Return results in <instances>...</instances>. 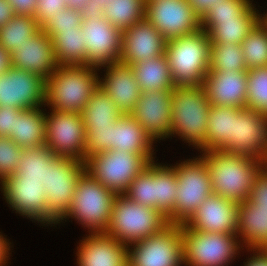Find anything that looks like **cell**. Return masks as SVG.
Segmentation results:
<instances>
[{
  "label": "cell",
  "mask_w": 267,
  "mask_h": 266,
  "mask_svg": "<svg viewBox=\"0 0 267 266\" xmlns=\"http://www.w3.org/2000/svg\"><path fill=\"white\" fill-rule=\"evenodd\" d=\"M167 224L166 217L158 210L138 204L123 194L114 199L105 233L128 246L157 234Z\"/></svg>",
  "instance_id": "obj_6"
},
{
  "label": "cell",
  "mask_w": 267,
  "mask_h": 266,
  "mask_svg": "<svg viewBox=\"0 0 267 266\" xmlns=\"http://www.w3.org/2000/svg\"><path fill=\"white\" fill-rule=\"evenodd\" d=\"M82 17L80 11L72 8H65L54 14L42 29L44 31H61L81 27Z\"/></svg>",
  "instance_id": "obj_44"
},
{
  "label": "cell",
  "mask_w": 267,
  "mask_h": 266,
  "mask_svg": "<svg viewBox=\"0 0 267 266\" xmlns=\"http://www.w3.org/2000/svg\"><path fill=\"white\" fill-rule=\"evenodd\" d=\"M115 125H85L86 158L98 152L111 151L113 127Z\"/></svg>",
  "instance_id": "obj_42"
},
{
  "label": "cell",
  "mask_w": 267,
  "mask_h": 266,
  "mask_svg": "<svg viewBox=\"0 0 267 266\" xmlns=\"http://www.w3.org/2000/svg\"><path fill=\"white\" fill-rule=\"evenodd\" d=\"M45 32L51 38L58 65H86V41L81 27Z\"/></svg>",
  "instance_id": "obj_30"
},
{
  "label": "cell",
  "mask_w": 267,
  "mask_h": 266,
  "mask_svg": "<svg viewBox=\"0 0 267 266\" xmlns=\"http://www.w3.org/2000/svg\"><path fill=\"white\" fill-rule=\"evenodd\" d=\"M242 247L262 249L267 245V210H258L248 200L238 203L237 234ZM244 244V246H243Z\"/></svg>",
  "instance_id": "obj_25"
},
{
  "label": "cell",
  "mask_w": 267,
  "mask_h": 266,
  "mask_svg": "<svg viewBox=\"0 0 267 266\" xmlns=\"http://www.w3.org/2000/svg\"><path fill=\"white\" fill-rule=\"evenodd\" d=\"M12 67L39 75L45 81L59 66L50 36L41 29L11 53Z\"/></svg>",
  "instance_id": "obj_21"
},
{
  "label": "cell",
  "mask_w": 267,
  "mask_h": 266,
  "mask_svg": "<svg viewBox=\"0 0 267 266\" xmlns=\"http://www.w3.org/2000/svg\"><path fill=\"white\" fill-rule=\"evenodd\" d=\"M96 70L87 65H59L45 81V106L81 114L99 85Z\"/></svg>",
  "instance_id": "obj_2"
},
{
  "label": "cell",
  "mask_w": 267,
  "mask_h": 266,
  "mask_svg": "<svg viewBox=\"0 0 267 266\" xmlns=\"http://www.w3.org/2000/svg\"><path fill=\"white\" fill-rule=\"evenodd\" d=\"M22 110L16 107L0 106V137H9L14 131L15 117Z\"/></svg>",
  "instance_id": "obj_47"
},
{
  "label": "cell",
  "mask_w": 267,
  "mask_h": 266,
  "mask_svg": "<svg viewBox=\"0 0 267 266\" xmlns=\"http://www.w3.org/2000/svg\"><path fill=\"white\" fill-rule=\"evenodd\" d=\"M86 135L81 114L55 110L46 114V146L55 156L85 163Z\"/></svg>",
  "instance_id": "obj_12"
},
{
  "label": "cell",
  "mask_w": 267,
  "mask_h": 266,
  "mask_svg": "<svg viewBox=\"0 0 267 266\" xmlns=\"http://www.w3.org/2000/svg\"><path fill=\"white\" fill-rule=\"evenodd\" d=\"M154 142L153 138L130 114H123L115 121L111 150L135 154H155L152 149Z\"/></svg>",
  "instance_id": "obj_26"
},
{
  "label": "cell",
  "mask_w": 267,
  "mask_h": 266,
  "mask_svg": "<svg viewBox=\"0 0 267 266\" xmlns=\"http://www.w3.org/2000/svg\"><path fill=\"white\" fill-rule=\"evenodd\" d=\"M201 155L207 165L214 194L237 203L249 199L255 177L265 162L219 150L204 151Z\"/></svg>",
  "instance_id": "obj_1"
},
{
  "label": "cell",
  "mask_w": 267,
  "mask_h": 266,
  "mask_svg": "<svg viewBox=\"0 0 267 266\" xmlns=\"http://www.w3.org/2000/svg\"><path fill=\"white\" fill-rule=\"evenodd\" d=\"M15 16L8 0H0V28Z\"/></svg>",
  "instance_id": "obj_52"
},
{
  "label": "cell",
  "mask_w": 267,
  "mask_h": 266,
  "mask_svg": "<svg viewBox=\"0 0 267 266\" xmlns=\"http://www.w3.org/2000/svg\"><path fill=\"white\" fill-rule=\"evenodd\" d=\"M11 246V242L7 241V238L3 237L0 232V266H7V261L10 259L9 255L11 254L9 251Z\"/></svg>",
  "instance_id": "obj_53"
},
{
  "label": "cell",
  "mask_w": 267,
  "mask_h": 266,
  "mask_svg": "<svg viewBox=\"0 0 267 266\" xmlns=\"http://www.w3.org/2000/svg\"><path fill=\"white\" fill-rule=\"evenodd\" d=\"M167 40L145 18L122 31L119 62L126 65L145 62L165 53Z\"/></svg>",
  "instance_id": "obj_20"
},
{
  "label": "cell",
  "mask_w": 267,
  "mask_h": 266,
  "mask_svg": "<svg viewBox=\"0 0 267 266\" xmlns=\"http://www.w3.org/2000/svg\"><path fill=\"white\" fill-rule=\"evenodd\" d=\"M248 69L267 67V17L265 16L241 43Z\"/></svg>",
  "instance_id": "obj_36"
},
{
  "label": "cell",
  "mask_w": 267,
  "mask_h": 266,
  "mask_svg": "<svg viewBox=\"0 0 267 266\" xmlns=\"http://www.w3.org/2000/svg\"><path fill=\"white\" fill-rule=\"evenodd\" d=\"M174 165L178 189L173 214L168 223L184 224L204 200L211 195V178L204 157L186 159Z\"/></svg>",
  "instance_id": "obj_9"
},
{
  "label": "cell",
  "mask_w": 267,
  "mask_h": 266,
  "mask_svg": "<svg viewBox=\"0 0 267 266\" xmlns=\"http://www.w3.org/2000/svg\"><path fill=\"white\" fill-rule=\"evenodd\" d=\"M153 155L119 150L98 152L86 158L85 171L116 195H123L133 179L154 161Z\"/></svg>",
  "instance_id": "obj_7"
},
{
  "label": "cell",
  "mask_w": 267,
  "mask_h": 266,
  "mask_svg": "<svg viewBox=\"0 0 267 266\" xmlns=\"http://www.w3.org/2000/svg\"><path fill=\"white\" fill-rule=\"evenodd\" d=\"M211 104L202 86H175L172 91L170 137L206 151V132Z\"/></svg>",
  "instance_id": "obj_3"
},
{
  "label": "cell",
  "mask_w": 267,
  "mask_h": 266,
  "mask_svg": "<svg viewBox=\"0 0 267 266\" xmlns=\"http://www.w3.org/2000/svg\"><path fill=\"white\" fill-rule=\"evenodd\" d=\"M145 19L166 40L190 35L201 30V17L187 0L145 1Z\"/></svg>",
  "instance_id": "obj_13"
},
{
  "label": "cell",
  "mask_w": 267,
  "mask_h": 266,
  "mask_svg": "<svg viewBox=\"0 0 267 266\" xmlns=\"http://www.w3.org/2000/svg\"><path fill=\"white\" fill-rule=\"evenodd\" d=\"M239 109L237 107L210 106L206 132V151H222L232 141L233 115Z\"/></svg>",
  "instance_id": "obj_32"
},
{
  "label": "cell",
  "mask_w": 267,
  "mask_h": 266,
  "mask_svg": "<svg viewBox=\"0 0 267 266\" xmlns=\"http://www.w3.org/2000/svg\"><path fill=\"white\" fill-rule=\"evenodd\" d=\"M254 254L244 263V266H267V255L262 249H249Z\"/></svg>",
  "instance_id": "obj_50"
},
{
  "label": "cell",
  "mask_w": 267,
  "mask_h": 266,
  "mask_svg": "<svg viewBox=\"0 0 267 266\" xmlns=\"http://www.w3.org/2000/svg\"><path fill=\"white\" fill-rule=\"evenodd\" d=\"M84 125H115L123 114L109 95L98 85L81 112Z\"/></svg>",
  "instance_id": "obj_33"
},
{
  "label": "cell",
  "mask_w": 267,
  "mask_h": 266,
  "mask_svg": "<svg viewBox=\"0 0 267 266\" xmlns=\"http://www.w3.org/2000/svg\"><path fill=\"white\" fill-rule=\"evenodd\" d=\"M124 195L138 204L152 208L153 161L133 179Z\"/></svg>",
  "instance_id": "obj_41"
},
{
  "label": "cell",
  "mask_w": 267,
  "mask_h": 266,
  "mask_svg": "<svg viewBox=\"0 0 267 266\" xmlns=\"http://www.w3.org/2000/svg\"><path fill=\"white\" fill-rule=\"evenodd\" d=\"M86 41V65L101 69L103 65L119 62L122 50V31L104 17L82 22Z\"/></svg>",
  "instance_id": "obj_17"
},
{
  "label": "cell",
  "mask_w": 267,
  "mask_h": 266,
  "mask_svg": "<svg viewBox=\"0 0 267 266\" xmlns=\"http://www.w3.org/2000/svg\"><path fill=\"white\" fill-rule=\"evenodd\" d=\"M187 1L196 11V13L200 17H202L213 4L221 0H187Z\"/></svg>",
  "instance_id": "obj_51"
},
{
  "label": "cell",
  "mask_w": 267,
  "mask_h": 266,
  "mask_svg": "<svg viewBox=\"0 0 267 266\" xmlns=\"http://www.w3.org/2000/svg\"><path fill=\"white\" fill-rule=\"evenodd\" d=\"M209 71H248L241 45L211 43Z\"/></svg>",
  "instance_id": "obj_38"
},
{
  "label": "cell",
  "mask_w": 267,
  "mask_h": 266,
  "mask_svg": "<svg viewBox=\"0 0 267 266\" xmlns=\"http://www.w3.org/2000/svg\"><path fill=\"white\" fill-rule=\"evenodd\" d=\"M85 171V163L56 156L46 166L45 193L49 216L58 222L68 213L78 179Z\"/></svg>",
  "instance_id": "obj_11"
},
{
  "label": "cell",
  "mask_w": 267,
  "mask_h": 266,
  "mask_svg": "<svg viewBox=\"0 0 267 266\" xmlns=\"http://www.w3.org/2000/svg\"><path fill=\"white\" fill-rule=\"evenodd\" d=\"M252 4L241 16L234 19L214 21L205 31L210 43H233L241 45L246 36L265 17ZM263 15V17H262Z\"/></svg>",
  "instance_id": "obj_27"
},
{
  "label": "cell",
  "mask_w": 267,
  "mask_h": 266,
  "mask_svg": "<svg viewBox=\"0 0 267 266\" xmlns=\"http://www.w3.org/2000/svg\"><path fill=\"white\" fill-rule=\"evenodd\" d=\"M41 29L34 16L15 15L0 28V45L11 54Z\"/></svg>",
  "instance_id": "obj_34"
},
{
  "label": "cell",
  "mask_w": 267,
  "mask_h": 266,
  "mask_svg": "<svg viewBox=\"0 0 267 266\" xmlns=\"http://www.w3.org/2000/svg\"><path fill=\"white\" fill-rule=\"evenodd\" d=\"M23 152L9 137H0V183L16 172Z\"/></svg>",
  "instance_id": "obj_43"
},
{
  "label": "cell",
  "mask_w": 267,
  "mask_h": 266,
  "mask_svg": "<svg viewBox=\"0 0 267 266\" xmlns=\"http://www.w3.org/2000/svg\"><path fill=\"white\" fill-rule=\"evenodd\" d=\"M182 238L181 225L168 223L157 234L127 246L128 266L183 265Z\"/></svg>",
  "instance_id": "obj_10"
},
{
  "label": "cell",
  "mask_w": 267,
  "mask_h": 266,
  "mask_svg": "<svg viewBox=\"0 0 267 266\" xmlns=\"http://www.w3.org/2000/svg\"><path fill=\"white\" fill-rule=\"evenodd\" d=\"M211 43L208 33H196L167 40L165 54L175 86H202L209 72Z\"/></svg>",
  "instance_id": "obj_4"
},
{
  "label": "cell",
  "mask_w": 267,
  "mask_h": 266,
  "mask_svg": "<svg viewBox=\"0 0 267 266\" xmlns=\"http://www.w3.org/2000/svg\"><path fill=\"white\" fill-rule=\"evenodd\" d=\"M262 250L266 253V255H267V245L266 246H264L263 248H262Z\"/></svg>",
  "instance_id": "obj_56"
},
{
  "label": "cell",
  "mask_w": 267,
  "mask_h": 266,
  "mask_svg": "<svg viewBox=\"0 0 267 266\" xmlns=\"http://www.w3.org/2000/svg\"><path fill=\"white\" fill-rule=\"evenodd\" d=\"M222 151L266 162L267 114L240 108L233 115L232 141Z\"/></svg>",
  "instance_id": "obj_14"
},
{
  "label": "cell",
  "mask_w": 267,
  "mask_h": 266,
  "mask_svg": "<svg viewBox=\"0 0 267 266\" xmlns=\"http://www.w3.org/2000/svg\"><path fill=\"white\" fill-rule=\"evenodd\" d=\"M46 113L43 109L22 110L15 117L14 131L9 138L22 149L38 148L46 145Z\"/></svg>",
  "instance_id": "obj_28"
},
{
  "label": "cell",
  "mask_w": 267,
  "mask_h": 266,
  "mask_svg": "<svg viewBox=\"0 0 267 266\" xmlns=\"http://www.w3.org/2000/svg\"><path fill=\"white\" fill-rule=\"evenodd\" d=\"M55 157L46 145L38 148L24 149L15 174L22 180H40L44 186L46 166Z\"/></svg>",
  "instance_id": "obj_37"
},
{
  "label": "cell",
  "mask_w": 267,
  "mask_h": 266,
  "mask_svg": "<svg viewBox=\"0 0 267 266\" xmlns=\"http://www.w3.org/2000/svg\"><path fill=\"white\" fill-rule=\"evenodd\" d=\"M106 67L99 86L109 95L122 114H130L139 100L141 90L130 65L116 62Z\"/></svg>",
  "instance_id": "obj_24"
},
{
  "label": "cell",
  "mask_w": 267,
  "mask_h": 266,
  "mask_svg": "<svg viewBox=\"0 0 267 266\" xmlns=\"http://www.w3.org/2000/svg\"><path fill=\"white\" fill-rule=\"evenodd\" d=\"M130 66L141 92L173 90L175 88L165 53Z\"/></svg>",
  "instance_id": "obj_29"
},
{
  "label": "cell",
  "mask_w": 267,
  "mask_h": 266,
  "mask_svg": "<svg viewBox=\"0 0 267 266\" xmlns=\"http://www.w3.org/2000/svg\"><path fill=\"white\" fill-rule=\"evenodd\" d=\"M248 71H209L202 87L211 105L246 107Z\"/></svg>",
  "instance_id": "obj_22"
},
{
  "label": "cell",
  "mask_w": 267,
  "mask_h": 266,
  "mask_svg": "<svg viewBox=\"0 0 267 266\" xmlns=\"http://www.w3.org/2000/svg\"><path fill=\"white\" fill-rule=\"evenodd\" d=\"M181 231L185 266H228L243 248L236 234L196 231L184 224Z\"/></svg>",
  "instance_id": "obj_8"
},
{
  "label": "cell",
  "mask_w": 267,
  "mask_h": 266,
  "mask_svg": "<svg viewBox=\"0 0 267 266\" xmlns=\"http://www.w3.org/2000/svg\"><path fill=\"white\" fill-rule=\"evenodd\" d=\"M0 185L4 199L13 211L16 210L15 213L40 222L43 226L57 224L49 216L47 195L40 180H22L14 173L6 177Z\"/></svg>",
  "instance_id": "obj_15"
},
{
  "label": "cell",
  "mask_w": 267,
  "mask_h": 266,
  "mask_svg": "<svg viewBox=\"0 0 267 266\" xmlns=\"http://www.w3.org/2000/svg\"><path fill=\"white\" fill-rule=\"evenodd\" d=\"M67 8L66 0H37L34 17L42 28L55 13Z\"/></svg>",
  "instance_id": "obj_46"
},
{
  "label": "cell",
  "mask_w": 267,
  "mask_h": 266,
  "mask_svg": "<svg viewBox=\"0 0 267 266\" xmlns=\"http://www.w3.org/2000/svg\"><path fill=\"white\" fill-rule=\"evenodd\" d=\"M45 107V80L39 75L11 67L0 75V106L20 110Z\"/></svg>",
  "instance_id": "obj_16"
},
{
  "label": "cell",
  "mask_w": 267,
  "mask_h": 266,
  "mask_svg": "<svg viewBox=\"0 0 267 266\" xmlns=\"http://www.w3.org/2000/svg\"><path fill=\"white\" fill-rule=\"evenodd\" d=\"M172 91L141 92L130 113L154 141L170 137Z\"/></svg>",
  "instance_id": "obj_18"
},
{
  "label": "cell",
  "mask_w": 267,
  "mask_h": 266,
  "mask_svg": "<svg viewBox=\"0 0 267 266\" xmlns=\"http://www.w3.org/2000/svg\"><path fill=\"white\" fill-rule=\"evenodd\" d=\"M246 107L267 114V67L248 69Z\"/></svg>",
  "instance_id": "obj_39"
},
{
  "label": "cell",
  "mask_w": 267,
  "mask_h": 266,
  "mask_svg": "<svg viewBox=\"0 0 267 266\" xmlns=\"http://www.w3.org/2000/svg\"><path fill=\"white\" fill-rule=\"evenodd\" d=\"M111 0H89L88 4L80 11L82 21L103 17V8Z\"/></svg>",
  "instance_id": "obj_48"
},
{
  "label": "cell",
  "mask_w": 267,
  "mask_h": 266,
  "mask_svg": "<svg viewBox=\"0 0 267 266\" xmlns=\"http://www.w3.org/2000/svg\"><path fill=\"white\" fill-rule=\"evenodd\" d=\"M12 67L11 54L0 45V75Z\"/></svg>",
  "instance_id": "obj_54"
},
{
  "label": "cell",
  "mask_w": 267,
  "mask_h": 266,
  "mask_svg": "<svg viewBox=\"0 0 267 266\" xmlns=\"http://www.w3.org/2000/svg\"><path fill=\"white\" fill-rule=\"evenodd\" d=\"M77 251V266H128L127 246L105 232L86 235Z\"/></svg>",
  "instance_id": "obj_23"
},
{
  "label": "cell",
  "mask_w": 267,
  "mask_h": 266,
  "mask_svg": "<svg viewBox=\"0 0 267 266\" xmlns=\"http://www.w3.org/2000/svg\"><path fill=\"white\" fill-rule=\"evenodd\" d=\"M116 196L84 171L78 179L70 210L58 223L73 218L88 228L89 233L105 232Z\"/></svg>",
  "instance_id": "obj_5"
},
{
  "label": "cell",
  "mask_w": 267,
  "mask_h": 266,
  "mask_svg": "<svg viewBox=\"0 0 267 266\" xmlns=\"http://www.w3.org/2000/svg\"><path fill=\"white\" fill-rule=\"evenodd\" d=\"M67 8L81 11L88 4L89 0H66Z\"/></svg>",
  "instance_id": "obj_55"
},
{
  "label": "cell",
  "mask_w": 267,
  "mask_h": 266,
  "mask_svg": "<svg viewBox=\"0 0 267 266\" xmlns=\"http://www.w3.org/2000/svg\"><path fill=\"white\" fill-rule=\"evenodd\" d=\"M15 15L34 16L37 0H8Z\"/></svg>",
  "instance_id": "obj_49"
},
{
  "label": "cell",
  "mask_w": 267,
  "mask_h": 266,
  "mask_svg": "<svg viewBox=\"0 0 267 266\" xmlns=\"http://www.w3.org/2000/svg\"><path fill=\"white\" fill-rule=\"evenodd\" d=\"M103 17L123 31L145 18V0H111L103 8Z\"/></svg>",
  "instance_id": "obj_35"
},
{
  "label": "cell",
  "mask_w": 267,
  "mask_h": 266,
  "mask_svg": "<svg viewBox=\"0 0 267 266\" xmlns=\"http://www.w3.org/2000/svg\"><path fill=\"white\" fill-rule=\"evenodd\" d=\"M248 201L258 210H267V167L264 166L255 177Z\"/></svg>",
  "instance_id": "obj_45"
},
{
  "label": "cell",
  "mask_w": 267,
  "mask_h": 266,
  "mask_svg": "<svg viewBox=\"0 0 267 266\" xmlns=\"http://www.w3.org/2000/svg\"><path fill=\"white\" fill-rule=\"evenodd\" d=\"M238 203L212 193L184 223L188 229L237 234Z\"/></svg>",
  "instance_id": "obj_19"
},
{
  "label": "cell",
  "mask_w": 267,
  "mask_h": 266,
  "mask_svg": "<svg viewBox=\"0 0 267 266\" xmlns=\"http://www.w3.org/2000/svg\"><path fill=\"white\" fill-rule=\"evenodd\" d=\"M153 161V199L152 208L158 210L166 219L173 214L178 189L174 167Z\"/></svg>",
  "instance_id": "obj_31"
},
{
  "label": "cell",
  "mask_w": 267,
  "mask_h": 266,
  "mask_svg": "<svg viewBox=\"0 0 267 266\" xmlns=\"http://www.w3.org/2000/svg\"><path fill=\"white\" fill-rule=\"evenodd\" d=\"M252 4L250 0L218 1L201 17V29L205 31L214 21L237 18Z\"/></svg>",
  "instance_id": "obj_40"
}]
</instances>
